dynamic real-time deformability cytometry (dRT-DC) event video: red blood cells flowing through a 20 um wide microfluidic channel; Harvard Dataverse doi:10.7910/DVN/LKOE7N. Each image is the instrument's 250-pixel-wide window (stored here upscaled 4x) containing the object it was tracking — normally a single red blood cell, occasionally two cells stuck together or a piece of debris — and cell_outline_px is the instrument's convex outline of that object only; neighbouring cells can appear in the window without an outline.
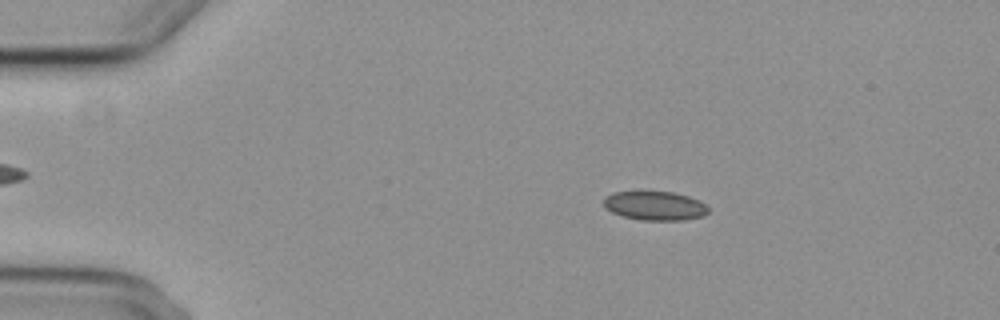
{"species": "common noctule bat (a hibernating species)", "species_latin": "Nyctalus noctula", "temperature_condition": "cold", "stored_images_in_passage": 4, "camera_frame_rate_fps": 3000, "um_per_image_px": 0.085, "animal": {"sex": "female", "body_mass_g": 29.2, "forearm_length_mm": 56.3}, "frame": {"image": 1, "passage_image": 2, "time_ms": 1.333, "image_size_px": [1000, 320], "cell_outline_px": [[708, 212], [704, 216], [684, 220], [640, 220], [624, 216], [612, 212], [604, 208], [604, 196], [616, 192], [672, 192], [688, 196], [700, 200], [708, 208]], "centroid_in_image_um": [55.67, 17.49], "position_along_channel_um": 29.3, "area_um2": 17.63}}